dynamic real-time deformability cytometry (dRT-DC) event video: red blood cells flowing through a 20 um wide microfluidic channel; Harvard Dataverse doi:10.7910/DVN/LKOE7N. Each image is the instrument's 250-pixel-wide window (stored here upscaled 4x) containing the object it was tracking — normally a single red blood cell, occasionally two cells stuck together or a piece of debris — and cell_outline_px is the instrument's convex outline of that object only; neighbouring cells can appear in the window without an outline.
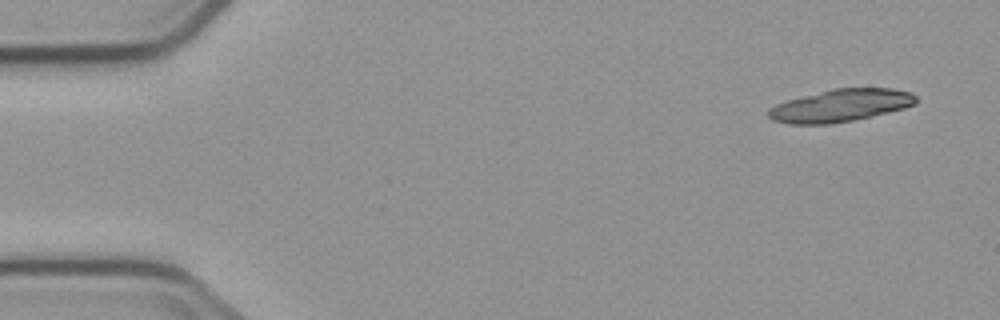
{"species": "common noctule bat (a hibernating species)", "species_latin": "Nyctalus noctula", "temperature_condition": "cold", "stored_images_in_passage": 6, "camera_frame_rate_fps": 3000, "um_per_image_px": 0.085, "animal": {"sex": "male", "body_mass_g": 23.1, "forearm_length_mm": 52.7}, "frame": {"image": 1, "passage_image": 1, "time_ms": 0.0, "image_size_px": [1000, 320], "cell_outline_px": [[916, 104], [904, 108], [872, 116], [852, 120], [828, 124], [788, 124], [772, 120], [768, 116], [768, 108], [776, 104], [788, 100], [832, 88], [892, 88], [912, 92], [916, 96]], "centroid_in_image_um": [71.45, 8.96], "position_along_channel_um": 13.6, "area_um2": 27.92}}
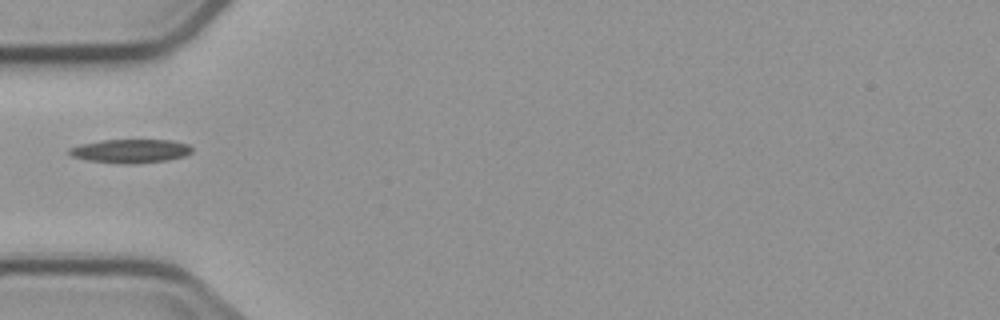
{"frame": {"image": 2, "passage_image": 5, "time_ms": 5.0, "image_size_px": [1000, 320], "cell_outline_px": [[192, 152], [184, 156], [168, 160], [136, 164], [120, 164], [88, 160], [72, 156], [68, 152], [68, 148], [84, 144], [104, 140], [172, 140], [188, 144], [192, 148]], "centroid_in_image_um": [11.13, 12.84], "position_along_channel_um": 73.9, "area_um2": 16.94}}
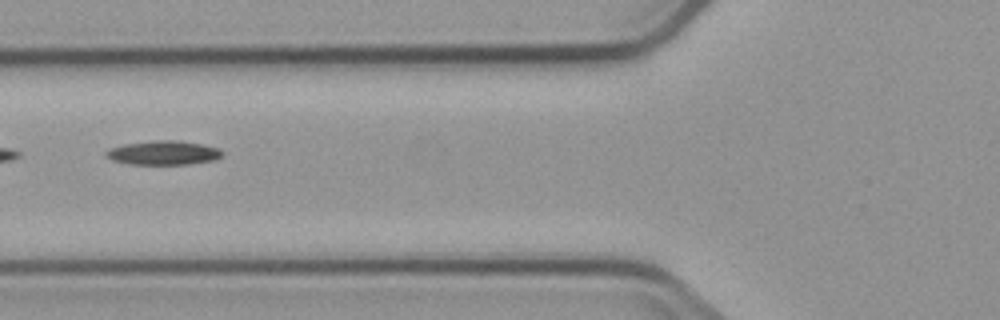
{"frame": {"image": 3, "passage_image": 6, "time_ms": 6.0, "image_size_px": [1000, 320], "cell_outline_px": [[224, 152], [220, 156], [212, 160], [188, 164], [132, 164], [112, 160], [104, 156], [104, 152], [112, 148], [124, 144], [156, 140], [176, 140], [200, 144], [220, 148]], "centroid_in_image_um": [13.87, 12.98], "position_along_channel_um": 111.9, "area_um2": 16.13}}